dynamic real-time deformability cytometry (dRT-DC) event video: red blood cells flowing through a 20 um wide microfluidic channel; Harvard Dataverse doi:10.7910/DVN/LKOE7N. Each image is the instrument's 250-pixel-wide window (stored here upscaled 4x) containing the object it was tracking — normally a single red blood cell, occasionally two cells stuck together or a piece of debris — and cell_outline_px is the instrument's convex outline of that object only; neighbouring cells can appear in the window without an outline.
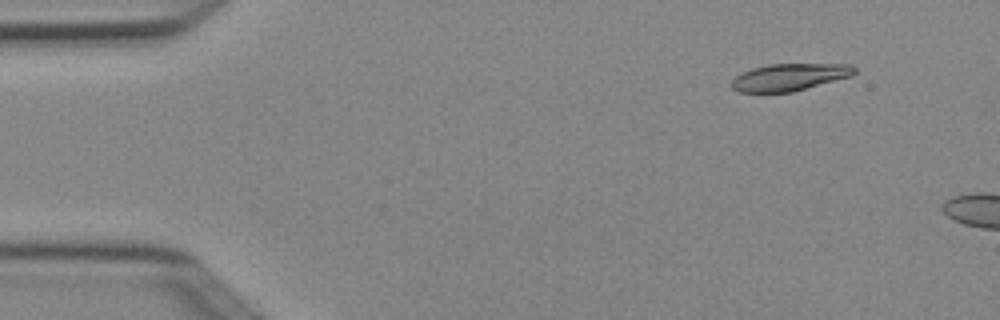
{"species": "Egyptian fruit bat (a non-hibernating species)", "species_latin": "Rousettus aegyptiacus", "temperature_condition": "cold", "stored_images_in_passage": 3, "camera_frame_rate_fps": 3000, "um_per_image_px": 0.085, "animal": {"sex": "female"}, "frame": {"image": 1, "passage_image": 1, "time_ms": 0.0, "image_size_px": [1000, 320], "cell_outline_px": [[856, 72], [852, 76], [792, 92], [740, 92], [732, 88], [728, 84], [736, 76], [752, 68], [768, 64], [848, 64], [856, 68]], "centroid_in_image_um": [67.1, 6.55], "position_along_channel_um": 17.9, "area_um2": 19.42}}